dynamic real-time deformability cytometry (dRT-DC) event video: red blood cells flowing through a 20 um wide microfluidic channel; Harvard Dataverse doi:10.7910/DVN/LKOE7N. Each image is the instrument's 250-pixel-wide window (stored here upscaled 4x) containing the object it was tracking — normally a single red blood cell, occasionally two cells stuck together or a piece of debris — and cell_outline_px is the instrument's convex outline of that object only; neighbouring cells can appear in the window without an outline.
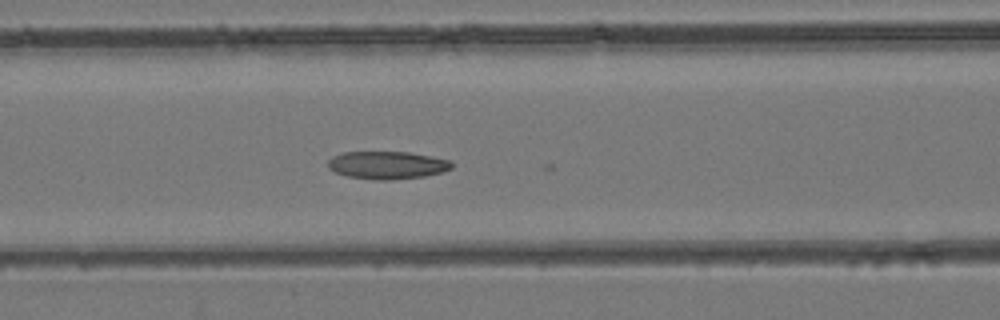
{"species": "common noctule bat (a hibernating species)", "species_latin": "Nyctalus noctula", "temperature_condition": "room temperature", "stored_images_in_passage": 18, "camera_frame_rate_fps": 3000, "um_per_image_px": 0.085, "animal": {"sex": "female", "body_mass_g": 24.6, "forearm_length_mm": 56.2}, "frame": {"image": 1, "passage_image": 17, "time_ms": 5.333, "image_size_px": [1000, 320], "cell_outline_px": [[452, 168], [444, 172], [424, 176], [392, 180], [380, 180], [348, 176], [336, 172], [328, 168], [328, 160], [332, 156], [344, 152], [408, 152], [432, 156], [448, 160], [452, 164]], "centroid_in_image_um": [32.92, 14.03], "position_along_channel_um": 133.7, "area_um2": 19.94}}